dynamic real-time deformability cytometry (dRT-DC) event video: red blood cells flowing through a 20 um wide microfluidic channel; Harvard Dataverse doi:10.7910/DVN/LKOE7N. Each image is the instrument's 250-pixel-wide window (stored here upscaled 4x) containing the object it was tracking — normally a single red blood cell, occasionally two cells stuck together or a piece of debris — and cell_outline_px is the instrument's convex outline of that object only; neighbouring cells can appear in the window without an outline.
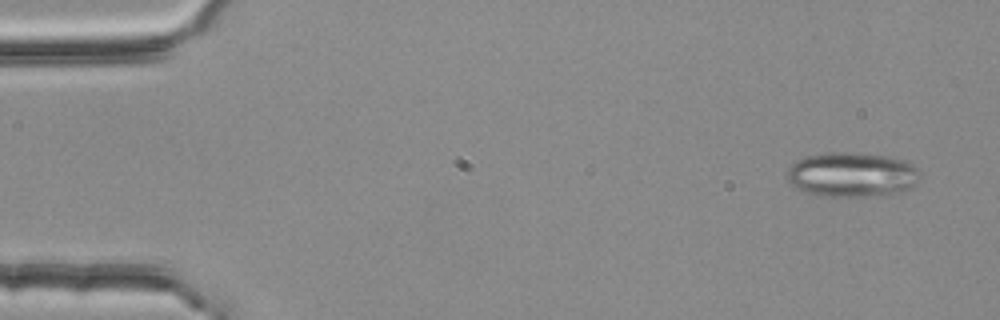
{"species": "common noctule bat (a hibernating species)", "species_latin": "Nyctalus noctula", "temperature_condition": "room temperature", "stored_images_in_passage": 4, "segment_of_instrument_passage": [2, 2], "camera_frame_rate_fps": 3000, "um_per_image_px": 0.085, "animal": {"sex": "female", "body_mass_g": 25.1}, "frame": {"image": 1, "passage_image": 4, "time_ms": 1.0, "image_size_px": [1000, 320], "cell_outline_px": [[916, 180], [908, 188], [900, 192], [880, 196], [828, 196], [804, 192], [796, 188], [788, 180], [788, 168], [796, 160], [804, 156], [820, 152], [864, 152], [892, 156], [908, 160], [916, 168]], "centroid_in_image_um": [72.38, 14.81], "position_along_channel_um": 12.6, "area_um2": 34.91}}